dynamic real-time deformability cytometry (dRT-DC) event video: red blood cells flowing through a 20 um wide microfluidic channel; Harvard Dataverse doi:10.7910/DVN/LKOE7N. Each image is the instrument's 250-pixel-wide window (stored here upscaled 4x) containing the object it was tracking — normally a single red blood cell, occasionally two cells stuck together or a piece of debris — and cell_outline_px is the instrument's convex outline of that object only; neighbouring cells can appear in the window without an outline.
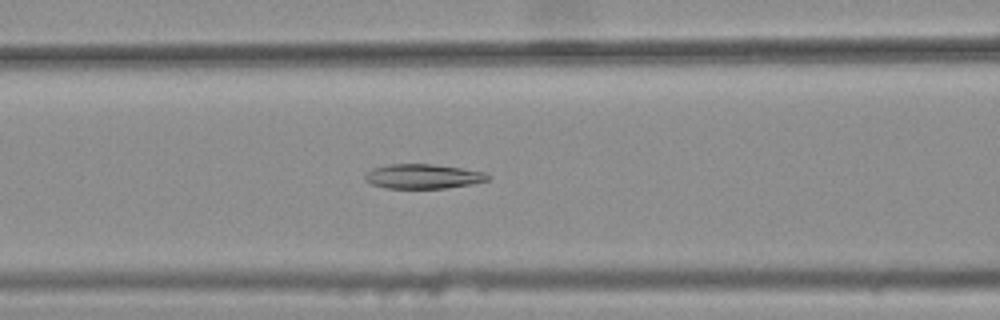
{"species": "common noctule bat (a hibernating species)", "species_latin": "Nyctalus noctula", "temperature_condition": "warm", "stored_images_in_passage": 45, "camera_frame_rate_fps": 3000, "um_per_image_px": 0.085, "animal": {"sex": "female", "body_mass_g": 25.1}, "frame": {"image": 1, "passage_image": 21, "time_ms": 6.667, "image_size_px": [1000, 320], "cell_outline_px": [[492, 176], [488, 180], [472, 184], [448, 188], [384, 188], [372, 184], [364, 180], [364, 176], [372, 168], [392, 164], [432, 164], [488, 172]], "centroid_in_image_um": [36.0, 14.99], "position_along_channel_um": 130.6, "area_um2": 17.69}}
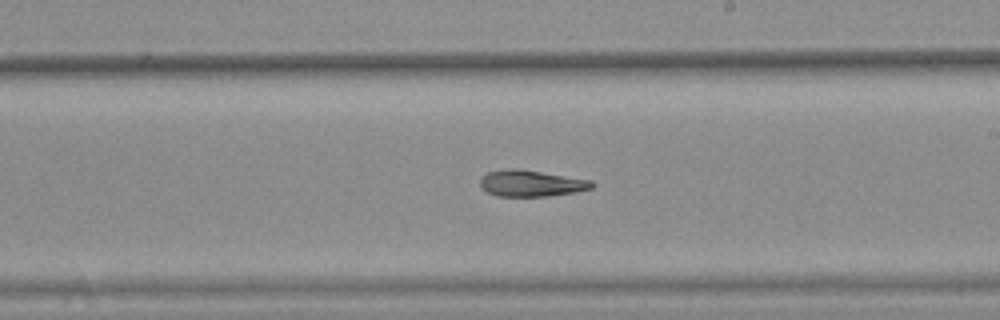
{"frame": {"image": 2, "passage_image": 30, "time_ms": 9.667, "image_size_px": [1000, 320], "cell_outline_px": [[596, 184], [592, 188], [576, 192], [548, 196], [496, 196], [480, 188], [480, 180], [488, 172], [512, 168], [520, 168], [592, 180]], "centroid_in_image_um": [45.18, 15.58], "position_along_channel_um": 243.8, "area_um2": 17.28}}
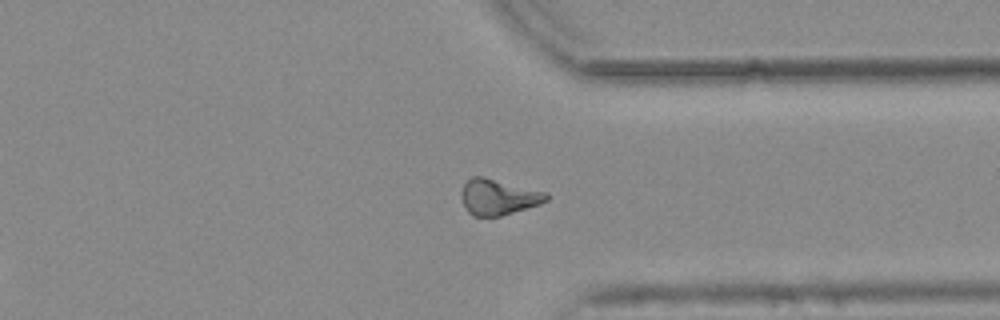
{"frame": {"image": 3, "passage_image": 40, "time_ms": 13.0, "image_size_px": [1000, 320], "cell_outline_px": [[548, 200], [540, 204], [500, 216], [472, 216], [464, 208], [464, 184], [472, 176], [484, 176], [548, 192]], "centroid_in_image_um": [42.41, 16.74], "position_along_channel_um": 369.0, "area_um2": 17.57}, "authors_computed_cell_mechanics": {"area_um2": 17.7446, "velocity_mm_per_s": 3.7939, "shape_relaxation_time_tau1_ms": null, "shape_relaxation_time_tau2_ms": 7.2595, "deformation_change_tau1": null, "deformation_change_tau2": 0.1389}}